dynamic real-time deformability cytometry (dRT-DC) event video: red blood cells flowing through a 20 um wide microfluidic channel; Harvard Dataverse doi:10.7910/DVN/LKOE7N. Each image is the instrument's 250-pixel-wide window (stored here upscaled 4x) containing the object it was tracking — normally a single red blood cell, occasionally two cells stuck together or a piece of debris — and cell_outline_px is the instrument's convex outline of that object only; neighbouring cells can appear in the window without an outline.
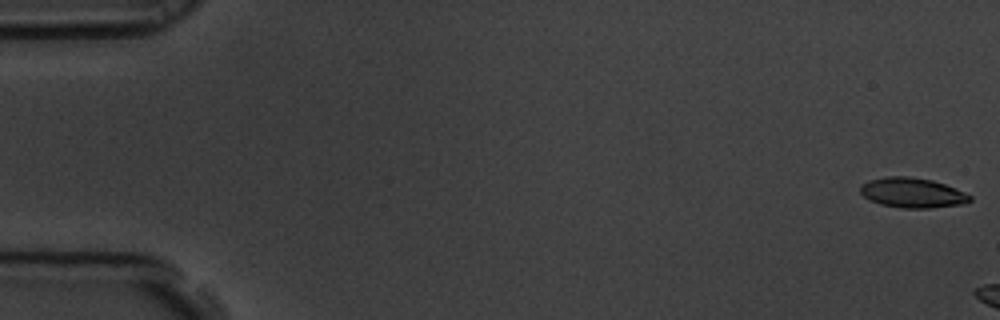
{"species": "common noctule bat (a hibernating species)", "species_latin": "Nyctalus noctula", "temperature_condition": "room temperature", "stored_images_in_passage": 12, "camera_frame_rate_fps": 3000, "um_per_image_px": 0.085, "animal": {"sex": "male", "body_mass_g": 19.5, "forearm_length_mm": 54.6}, "frame": {"image": 1, "passage_image": 1, "time_ms": 0.0, "image_size_px": [1000, 320], "cell_outline_px": [[972, 200], [964, 204], [928, 208], [904, 208], [880, 204], [868, 200], [860, 192], [860, 188], [868, 180], [888, 176], [908, 176], [932, 180], [944, 184], [964, 192], [972, 196]], "centroid_in_image_um": [77.55, 16.39], "position_along_channel_um": 7.4, "area_um2": 19.07}}